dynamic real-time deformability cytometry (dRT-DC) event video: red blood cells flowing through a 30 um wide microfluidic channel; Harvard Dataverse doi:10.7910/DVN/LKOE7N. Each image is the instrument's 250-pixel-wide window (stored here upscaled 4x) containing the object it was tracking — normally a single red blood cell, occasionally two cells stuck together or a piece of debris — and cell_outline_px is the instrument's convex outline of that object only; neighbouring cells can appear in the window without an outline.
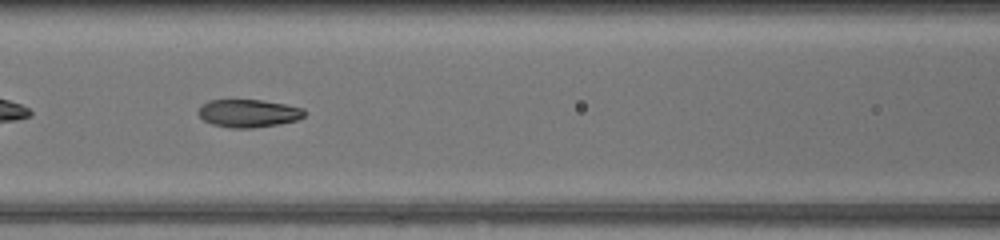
{"species": "common noctule bat (a hibernating species)", "species_latin": "Nyctalus noctula", "temperature_condition": "warm", "stored_images_in_passage": 31, "camera_frame_rate_fps": 3000, "um_per_image_px": 0.085, "animal": {"sex": "female", "body_mass_g": 17.0, "forearm_length_mm": 48.0}, "frame": {"image": 1, "passage_image": 18, "time_ms": 5.667, "image_size_px": [1000, 240], "cell_outline_px": [[304, 116], [296, 120], [280, 124], [252, 128], [232, 128], [212, 124], [204, 120], [196, 112], [200, 104], [208, 100], [260, 100], [284, 104], [304, 108]], "centroid_in_image_um": [21.07, 9.63], "position_along_channel_um": 145.5, "area_um2": 17.28}}
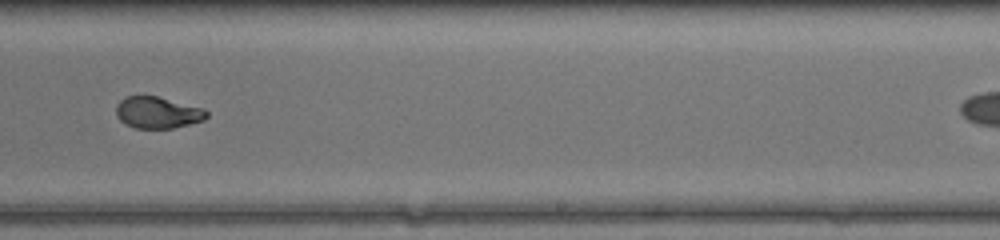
{"frame": {"image": 2, "passage_image": 27, "time_ms": 8.667, "image_size_px": [1000, 240], "cell_outline_px": [[208, 116], [204, 120], [172, 128], [136, 128], [124, 124], [116, 116], [116, 104], [124, 96], [156, 96], [204, 108], [208, 112]], "centroid_in_image_um": [13.37, 9.56], "position_along_channel_um": 275.6, "area_um2": 16.7}}